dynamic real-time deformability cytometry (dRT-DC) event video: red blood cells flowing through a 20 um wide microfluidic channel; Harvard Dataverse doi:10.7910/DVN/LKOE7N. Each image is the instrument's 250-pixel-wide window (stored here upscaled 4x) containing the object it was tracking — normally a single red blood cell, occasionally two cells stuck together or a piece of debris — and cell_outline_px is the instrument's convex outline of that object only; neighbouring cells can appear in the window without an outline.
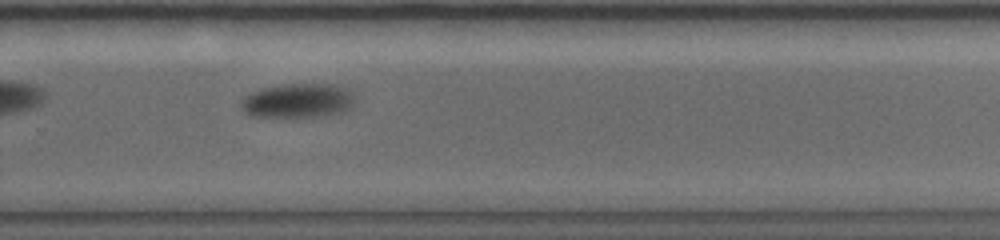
{"species": "common noctule bat (a hibernating species)", "species_latin": "Nyctalus noctula", "temperature_condition": "warm", "stored_images_in_passage": 10, "camera_frame_rate_fps": 5000, "um_per_image_px": 0.085, "animal": {"sex": "female", "body_mass_g": 19.0, "forearm_length_mm": 56.7}, "frame": {"image": 1, "passage_image": 7, "time_ms": 7.0, "image_size_px": [1000, 240], "cell_outline_px": [[352, 104], [348, 108], [336, 112], [312, 116], [248, 116], [240, 108], [240, 100], [244, 96], [252, 92], [264, 88], [284, 84], [336, 84], [348, 88], [352, 92]], "centroid_in_image_um": [25.24, 8.53], "position_along_channel_um": 304.6, "area_um2": 22.37}}